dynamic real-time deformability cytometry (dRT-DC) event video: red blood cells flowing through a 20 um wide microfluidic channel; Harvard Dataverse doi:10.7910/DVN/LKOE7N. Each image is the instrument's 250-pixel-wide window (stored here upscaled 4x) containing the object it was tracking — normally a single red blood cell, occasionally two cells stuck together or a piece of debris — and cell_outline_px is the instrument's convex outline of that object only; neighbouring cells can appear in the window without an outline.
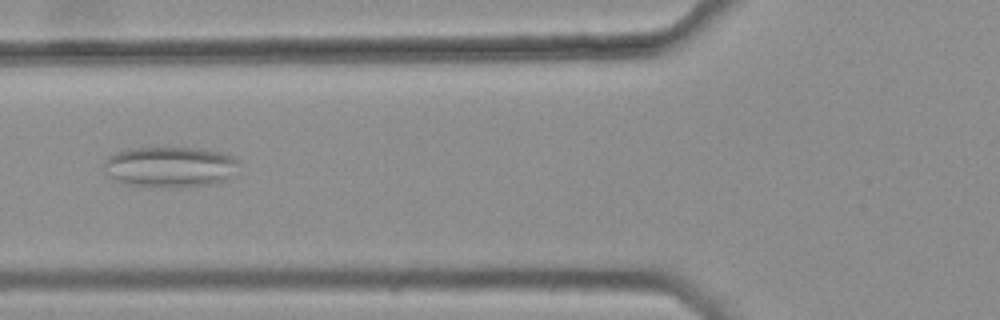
{"species": "common noctule bat (a hibernating species)", "species_latin": "Nyctalus noctula", "temperature_condition": "warm", "stored_images_in_passage": 4, "camera_frame_rate_fps": 3000, "um_per_image_px": 0.085, "animal": {"sex": "female", "body_mass_g": 25.1}, "frame": {"image": 1, "passage_image": 4, "time_ms": 1.0, "image_size_px": [1000, 320], "cell_outline_px": [[240, 164], [228, 180], [216, 184], [180, 188], [164, 188], [128, 184], [112, 180], [104, 172], [100, 164], [108, 156], [116, 152], [132, 148], [196, 148], [220, 152], [232, 156], [240, 160]], "centroid_in_image_um": [14.43, 14.21], "position_along_channel_um": 111.4, "area_um2": 32.83}}